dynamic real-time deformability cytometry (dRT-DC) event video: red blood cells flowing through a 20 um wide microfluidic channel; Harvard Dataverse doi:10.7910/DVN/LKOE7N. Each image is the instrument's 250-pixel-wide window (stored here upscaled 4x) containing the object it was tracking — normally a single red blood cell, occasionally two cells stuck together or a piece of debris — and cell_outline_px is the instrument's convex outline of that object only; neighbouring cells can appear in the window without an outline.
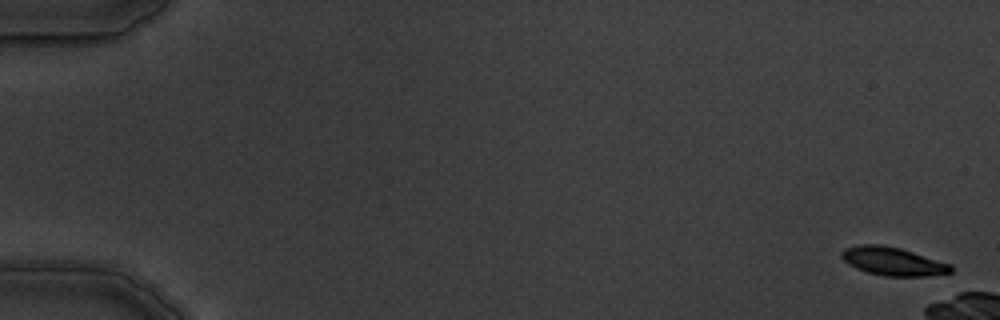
{"species": "common noctule bat (a hibernating species)", "species_latin": "Nyctalus noctula", "temperature_condition": "warm", "stored_images_in_passage": 4, "camera_frame_rate_fps": 3000, "um_per_image_px": 0.085, "animal": {"sex": "male", "body_mass_g": 19.5, "forearm_length_mm": 54.6}, "frame": {"image": 1, "passage_image": 1, "time_ms": 0.0, "image_size_px": [1000, 320], "cell_outline_px": [[952, 272], [924, 276], [884, 276], [868, 272], [856, 268], [848, 264], [840, 256], [840, 252], [844, 248], [860, 244], [884, 244], [900, 248], [952, 264]], "centroid_in_image_um": [75.87, 22.2], "position_along_channel_um": 9.1, "area_um2": 18.09}}